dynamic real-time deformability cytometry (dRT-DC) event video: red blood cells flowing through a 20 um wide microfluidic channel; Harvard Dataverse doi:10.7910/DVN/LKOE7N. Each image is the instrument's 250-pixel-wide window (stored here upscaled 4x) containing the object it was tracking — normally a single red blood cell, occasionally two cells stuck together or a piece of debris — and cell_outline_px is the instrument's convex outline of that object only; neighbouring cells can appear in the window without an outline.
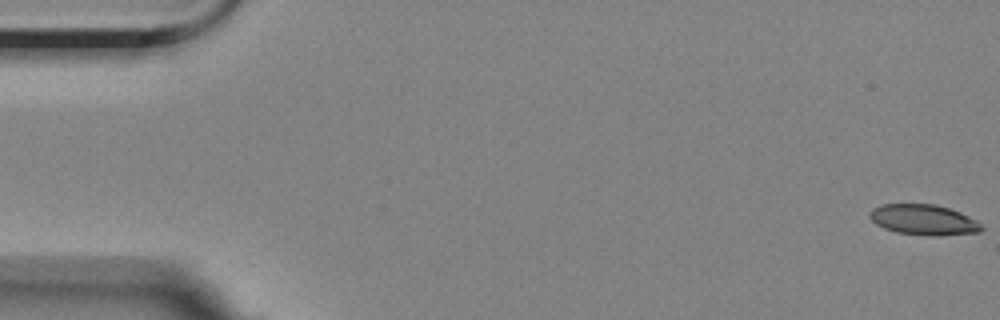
{"species": "Egyptian fruit bat (a non-hibernating species)", "species_latin": "Rousettus aegyptiacus", "temperature_condition": "room temperature", "stored_images_in_passage": 31, "camera_frame_rate_fps": 3000, "um_per_image_px": 0.085, "animal": {"sex": "female"}, "frame": {"image": 1, "passage_image": 1, "time_ms": 0.0, "image_size_px": [1000, 320], "cell_outline_px": [[984, 228], [980, 232], [940, 236], [928, 236], [896, 232], [884, 228], [876, 224], [868, 216], [868, 212], [872, 208], [880, 204], [936, 204], [960, 212], [976, 220]], "centroid_in_image_um": [78.49, 18.68], "position_along_channel_um": 6.5, "area_um2": 20.06}}
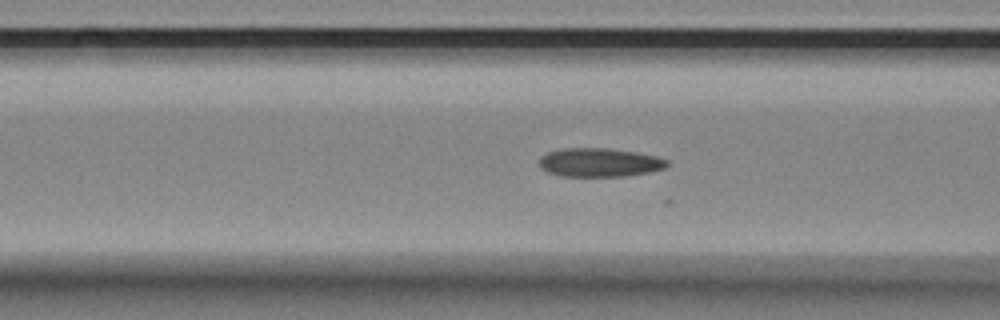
{"frame": {"image": 2, "passage_image": 22, "time_ms": 7.0, "image_size_px": [1000, 320], "cell_outline_px": [[668, 164], [664, 168], [648, 172], [624, 176], [560, 176], [548, 172], [540, 168], [540, 156], [548, 152], [560, 148], [608, 148], [636, 152], [656, 156], [668, 160]], "centroid_in_image_um": [50.93, 13.8], "position_along_channel_um": 115.7, "area_um2": 21.39}}
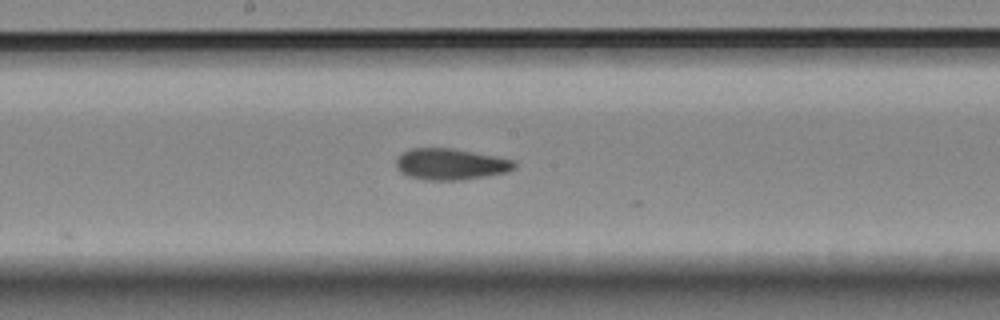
{"frame": {"image": 3, "passage_image": 30, "time_ms": 9.667, "image_size_px": [1000, 320], "cell_outline_px": [[516, 168], [508, 172], [460, 180], [424, 180], [408, 176], [400, 172], [396, 168], [396, 160], [408, 148], [452, 148], [512, 160], [516, 164]], "centroid_in_image_um": [38.26, 13.96], "position_along_channel_um": 209.9, "area_um2": 21.39}}